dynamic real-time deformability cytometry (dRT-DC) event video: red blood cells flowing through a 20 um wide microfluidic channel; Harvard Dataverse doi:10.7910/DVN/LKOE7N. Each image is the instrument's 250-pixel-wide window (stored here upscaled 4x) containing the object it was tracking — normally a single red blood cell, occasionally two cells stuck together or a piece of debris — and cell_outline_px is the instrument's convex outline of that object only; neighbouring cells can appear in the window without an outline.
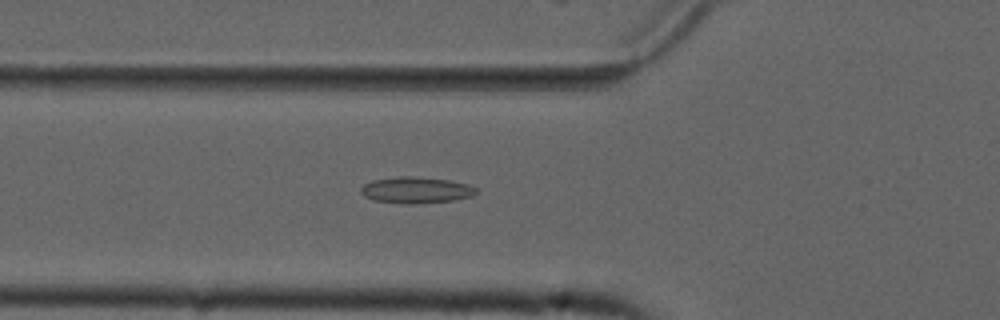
{"species": "common noctule bat (a hibernating species)", "species_latin": "Nyctalus noctula", "temperature_condition": "cold", "stored_images_in_passage": 53, "camera_frame_rate_fps": 3000, "um_per_image_px": 0.085, "animal": {"sex": "male", "forearm_length_mm": 52.5}, "frame": {"image": 1, "passage_image": 18, "time_ms": 5.667, "image_size_px": [1000, 320], "cell_outline_px": [[480, 192], [472, 196], [452, 200], [412, 204], [400, 204], [372, 200], [364, 196], [360, 192], [360, 188], [364, 184], [372, 180], [396, 176], [416, 176], [448, 180], [468, 184], [476, 188]], "centroid_in_image_um": [35.34, 16.15], "position_along_channel_um": 90.5, "area_um2": 17.92}}
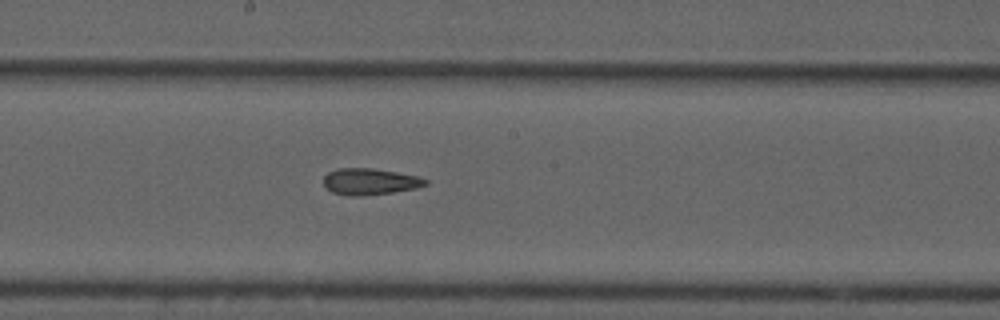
{"frame": {"image": 2, "passage_image": 28, "time_ms": 9.0, "image_size_px": [1000, 320], "cell_outline_px": [[428, 184], [416, 188], [392, 192], [364, 196], [348, 196], [332, 192], [324, 184], [324, 176], [328, 172], [340, 168], [372, 168], [396, 172], [416, 176], [428, 180]], "centroid_in_image_um": [31.43, 15.44], "position_along_channel_um": 216.8, "area_um2": 15.61}}
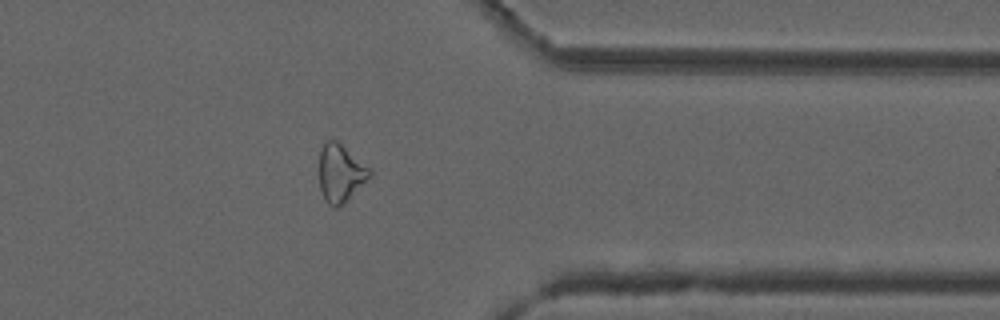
{"frame": {"image": 3, "passage_image": 42, "time_ms": 13.667, "image_size_px": [1000, 320], "cell_outline_px": [[372, 176], [344, 204], [336, 208], [328, 204], [320, 188], [320, 148], [328, 140], [336, 140], [372, 168]], "centroid_in_image_um": [28.99, 14.72], "position_along_channel_um": 382.4, "area_um2": 17.11}, "authors_computed_cell_mechanics": {"area_um2": 17.7446, "velocity_mm_per_s": 3.7693, "shape_relaxation_time_tau1_ms": null, "shape_relaxation_time_tau2_ms": 5.4551, "deformation_change_tau1": null, "deformation_change_tau2": 0.1393}}